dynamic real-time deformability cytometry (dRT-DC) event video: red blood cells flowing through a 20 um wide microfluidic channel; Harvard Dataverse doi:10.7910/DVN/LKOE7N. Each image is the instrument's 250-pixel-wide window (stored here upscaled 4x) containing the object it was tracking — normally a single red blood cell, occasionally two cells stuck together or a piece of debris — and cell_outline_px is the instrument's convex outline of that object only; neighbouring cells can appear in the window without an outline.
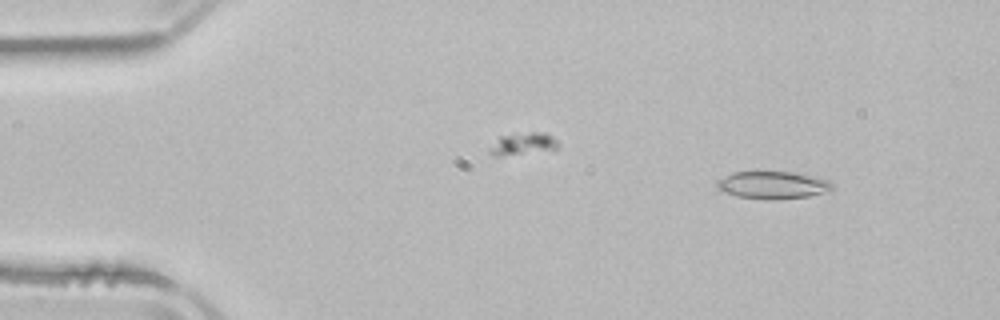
{"species": "common noctule bat (a hibernating species)", "species_latin": "Nyctalus noctula", "temperature_condition": "room temperature", "stored_images_in_passage": 3, "camera_frame_rate_fps": 3000, "um_per_image_px": 0.085, "animal": {"sex": "male", "body_mass_g": 21.5, "forearm_length_mm": 52.0}, "frame": {"image": 1, "passage_image": 1, "time_ms": 0.0, "image_size_px": [1000, 320], "cell_outline_px": [[832, 188], [808, 196], [764, 200], [736, 196], [720, 192], [716, 188], [716, 180], [732, 172], [792, 172], [828, 180], [832, 184]], "centroid_in_image_um": [65.54, 15.73], "position_along_channel_um": 19.5, "area_um2": 18.26}}